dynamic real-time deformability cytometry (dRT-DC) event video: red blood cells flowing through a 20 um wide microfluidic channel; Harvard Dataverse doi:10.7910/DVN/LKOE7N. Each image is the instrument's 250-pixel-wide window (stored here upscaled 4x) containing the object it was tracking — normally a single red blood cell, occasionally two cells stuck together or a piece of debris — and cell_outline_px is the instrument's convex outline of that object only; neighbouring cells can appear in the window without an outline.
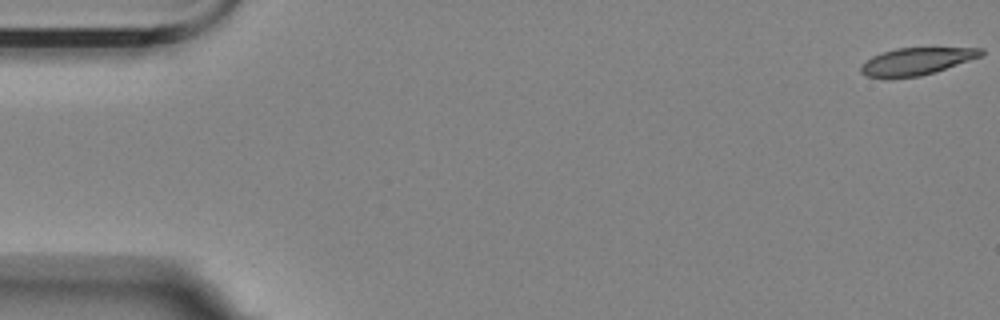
{"species": "Egyptian fruit bat (a non-hibernating species)", "species_latin": "Rousettus aegyptiacus", "temperature_condition": "room temperature", "stored_images_in_passage": 4, "camera_frame_rate_fps": 3000, "um_per_image_px": 0.085, "animal": {"sex": "female"}, "frame": {"image": 1, "passage_image": 1, "time_ms": 0.0, "image_size_px": [1000, 320], "cell_outline_px": [[984, 52], [980, 56], [936, 72], [920, 76], [888, 80], [864, 76], [860, 72], [860, 68], [872, 56], [896, 48], [984, 48]], "centroid_in_image_um": [77.84, 5.25], "position_along_channel_um": 7.2, "area_um2": 19.25}}
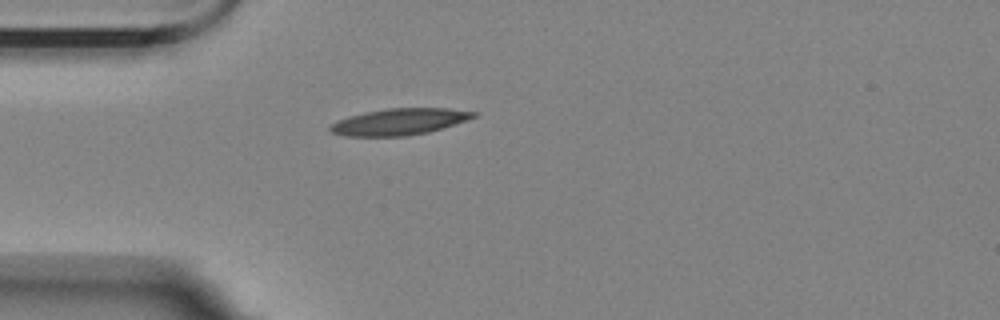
{"frame": {"image": 2, "passage_image": 4, "time_ms": 5.0, "image_size_px": [1000, 320], "cell_outline_px": [[480, 112], [476, 116], [468, 120], [428, 132], [404, 136], [344, 136], [332, 132], [328, 128], [336, 120], [348, 116], [364, 112], [388, 108], [448, 108]], "centroid_in_image_um": [33.95, 10.34], "position_along_channel_um": 51.0, "area_um2": 22.2}}